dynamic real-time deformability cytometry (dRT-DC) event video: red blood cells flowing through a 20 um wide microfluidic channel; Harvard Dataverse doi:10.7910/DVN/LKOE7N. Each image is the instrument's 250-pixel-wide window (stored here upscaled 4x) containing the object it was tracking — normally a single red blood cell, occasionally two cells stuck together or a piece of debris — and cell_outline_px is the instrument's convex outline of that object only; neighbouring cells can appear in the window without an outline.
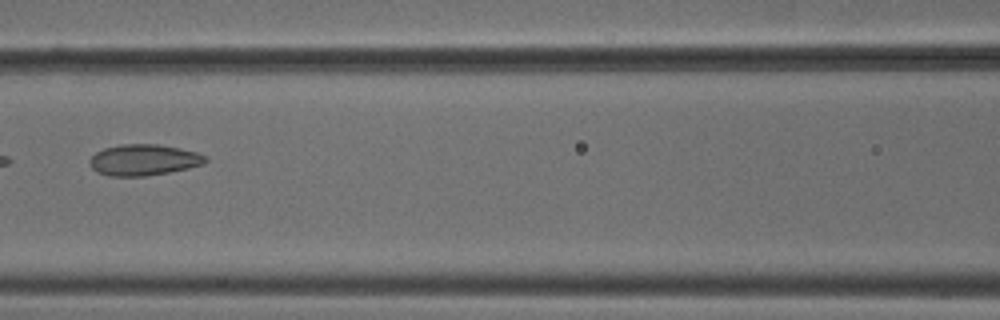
{"species": "common noctule bat (a hibernating species)", "species_latin": "Nyctalus noctula", "temperature_condition": "cold", "stored_images_in_passage": 4, "camera_frame_rate_fps": 3000, "um_per_image_px": 0.085, "animal": {"sex": "male", "body_mass_g": 18.8}, "frame": {"image": 1, "passage_image": 3, "time_ms": 0.667, "image_size_px": [1000, 320], "cell_outline_px": [[208, 160], [204, 164], [188, 168], [168, 172], [144, 176], [108, 176], [96, 172], [92, 168], [88, 160], [96, 152], [104, 148], [120, 144], [160, 144], [180, 148], [196, 152], [208, 156]], "centroid_in_image_um": [12.22, 13.59], "position_along_channel_um": 154.4, "area_um2": 21.15}}
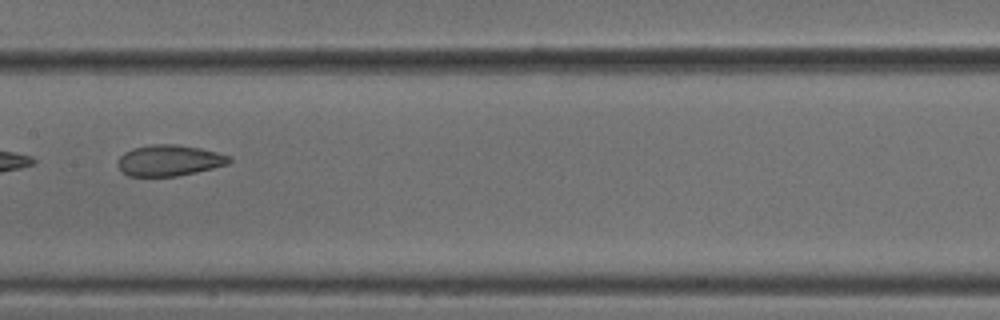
{"frame": {"image": 2, "passage_image": 4, "time_ms": 1.0, "image_size_px": [1000, 320], "cell_outline_px": [[232, 160], [228, 164], [196, 172], [176, 176], [128, 176], [116, 164], [120, 156], [124, 152], [132, 148], [152, 144], [176, 144], [200, 148], [232, 156]], "centroid_in_image_um": [14.39, 13.63], "position_along_channel_um": 193.0, "area_um2": 20.17}}